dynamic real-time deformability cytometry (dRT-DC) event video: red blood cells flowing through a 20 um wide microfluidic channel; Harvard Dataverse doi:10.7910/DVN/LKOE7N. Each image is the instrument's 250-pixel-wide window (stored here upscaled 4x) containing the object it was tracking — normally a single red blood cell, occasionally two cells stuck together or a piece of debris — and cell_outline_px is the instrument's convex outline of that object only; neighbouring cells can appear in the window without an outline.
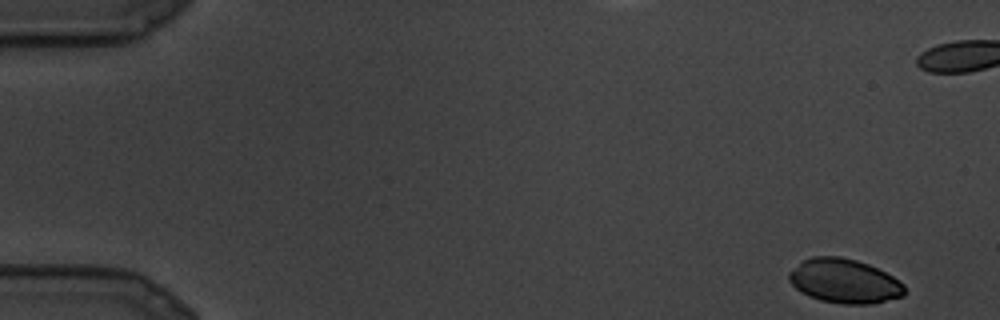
{"species": "common noctule bat (a hibernating species)", "species_latin": "Nyctalus noctula", "temperature_condition": "cold", "stored_images_in_passage": 22, "camera_frame_rate_fps": 3000, "um_per_image_px": 0.085, "animal": {"sex": "male", "body_mass_g": 19.5, "forearm_length_mm": 54.6}, "frame": {"image": 1, "passage_image": 1, "time_ms": 0.0, "image_size_px": [1000, 320], "cell_outline_px": [[908, 292], [904, 296], [872, 304], [844, 304], [820, 300], [808, 296], [800, 292], [788, 280], [788, 272], [804, 260], [812, 256], [840, 256], [856, 260], [868, 264], [892, 276], [904, 284]], "centroid_in_image_um": [71.78, 23.9], "position_along_channel_um": 13.2, "area_um2": 29.94}}